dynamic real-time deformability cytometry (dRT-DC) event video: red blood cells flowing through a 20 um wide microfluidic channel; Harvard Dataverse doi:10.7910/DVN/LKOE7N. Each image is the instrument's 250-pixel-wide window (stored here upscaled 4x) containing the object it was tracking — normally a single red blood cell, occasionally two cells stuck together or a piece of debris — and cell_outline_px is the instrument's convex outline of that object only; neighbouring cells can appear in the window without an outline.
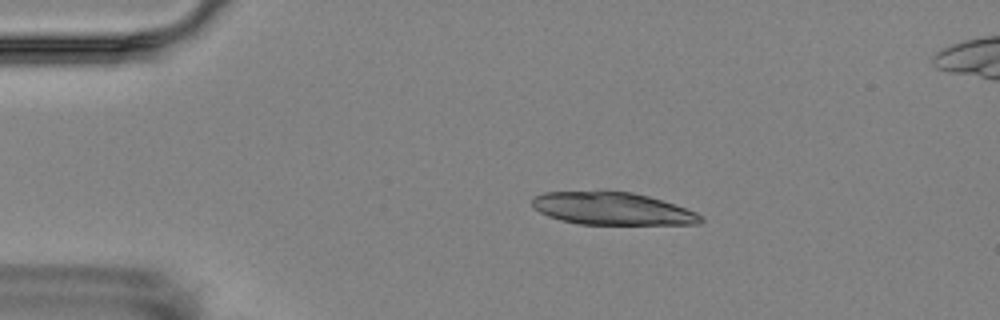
{"species": "Egyptian fruit bat (a non-hibernating species)", "species_latin": "Rousettus aegyptiacus", "temperature_condition": "room temperature", "stored_images_in_passage": 3, "camera_frame_rate_fps": 3000, "um_per_image_px": 0.085, "animal": {"sex": "female"}, "frame": {"image": 1, "passage_image": 1, "time_ms": 0.0, "image_size_px": [1000, 320], "cell_outline_px": [[704, 220], [700, 224], [576, 224], [560, 220], [548, 216], [532, 208], [532, 200], [536, 196], [544, 192], [632, 192], [648, 196], [696, 212], [704, 216]], "centroid_in_image_um": [52.04, 17.75], "position_along_channel_um": 33.0, "area_um2": 31.62}}